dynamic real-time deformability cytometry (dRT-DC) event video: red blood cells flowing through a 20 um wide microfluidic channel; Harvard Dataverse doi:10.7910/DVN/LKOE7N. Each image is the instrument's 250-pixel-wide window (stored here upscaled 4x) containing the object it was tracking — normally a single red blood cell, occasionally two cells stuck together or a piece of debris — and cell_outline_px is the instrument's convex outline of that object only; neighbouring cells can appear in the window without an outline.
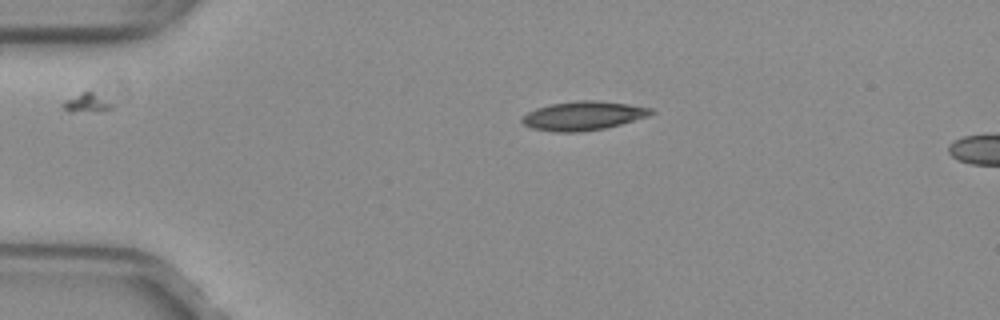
{"species": "common noctule bat (a hibernating species)", "species_latin": "Nyctalus noctula", "temperature_condition": "warm", "stored_images_in_passage": 12, "camera_frame_rate_fps": 3000, "um_per_image_px": 0.085, "animal": {"sex": "female", "body_mass_g": 29.2, "forearm_length_mm": 56.3}, "frame": {"image": 1, "passage_image": 3, "time_ms": 0.667, "image_size_px": [1000, 320], "cell_outline_px": [[656, 112], [648, 116], [620, 124], [604, 128], [580, 132], [560, 132], [532, 128], [524, 124], [520, 120], [528, 112], [536, 108], [552, 104], [576, 100], [596, 100], [628, 104], [652, 108]], "centroid_in_image_um": [49.59, 9.83], "position_along_channel_um": 35.4, "area_um2": 21.56}}
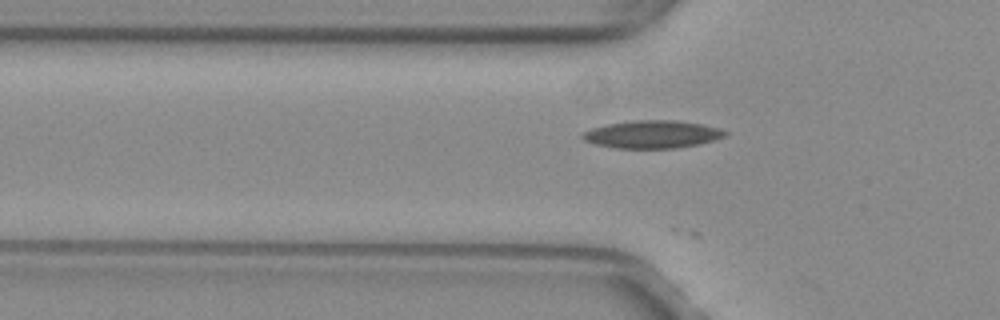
{"frame": {"image": 2, "passage_image": 9, "time_ms": 2.667, "image_size_px": [1000, 320], "cell_outline_px": [[728, 132], [724, 136], [716, 140], [676, 148], [616, 148], [596, 144], [584, 140], [580, 136], [584, 132], [592, 128], [608, 124], [636, 120], [676, 120], [704, 124], [720, 128]], "centroid_in_image_um": [55.47, 11.41], "position_along_channel_um": 70.3, "area_um2": 22.95}}